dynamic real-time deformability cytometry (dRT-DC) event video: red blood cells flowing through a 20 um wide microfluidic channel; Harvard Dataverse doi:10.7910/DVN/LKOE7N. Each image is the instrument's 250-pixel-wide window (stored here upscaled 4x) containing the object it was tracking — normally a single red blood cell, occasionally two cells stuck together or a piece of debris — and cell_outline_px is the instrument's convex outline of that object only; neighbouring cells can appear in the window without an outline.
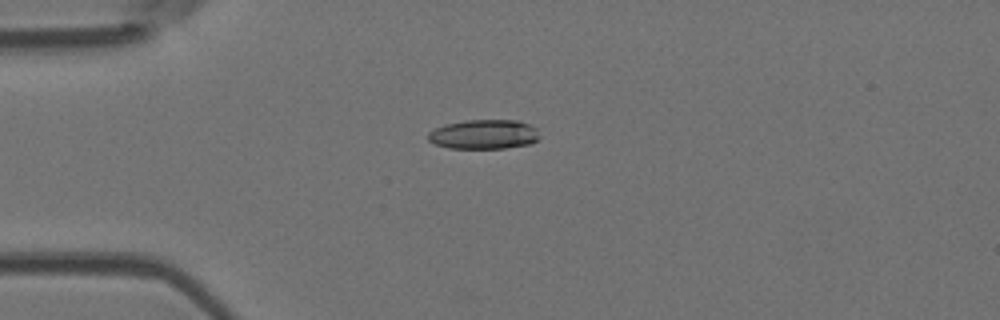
{"species": "Egyptian fruit bat (a non-hibernating species)", "species_latin": "Rousettus aegyptiacus", "temperature_condition": "room temperature", "stored_images_in_passage": 7, "camera_frame_rate_fps": 3000, "um_per_image_px": 0.085, "animal": {"sex": "female"}, "frame": {"image": 1, "passage_image": 4, "time_ms": 4.333, "image_size_px": [1000, 320], "cell_outline_px": [[540, 136], [536, 140], [528, 144], [504, 148], [448, 148], [436, 144], [428, 140], [428, 132], [444, 124], [464, 120], [520, 120], [536, 128]], "centroid_in_image_um": [41.12, 11.41], "position_along_channel_um": 43.9, "area_um2": 19.13}}
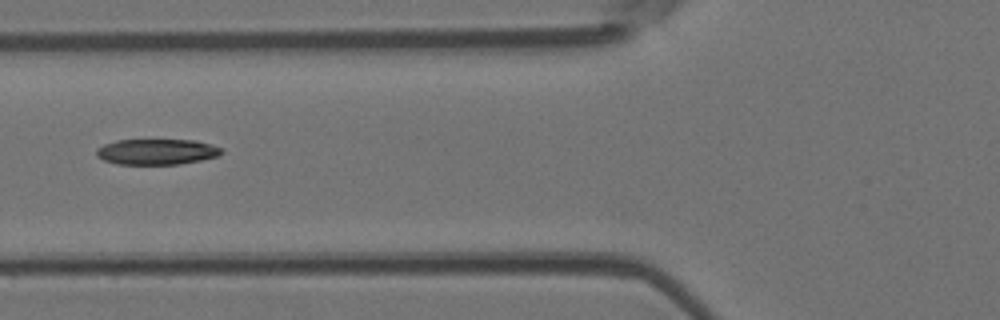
{"frame": {"image": 2, "passage_image": 6, "time_ms": 6.667, "image_size_px": [1000, 320], "cell_outline_px": [[224, 152], [220, 156], [180, 164], [116, 164], [104, 160], [96, 156], [96, 148], [104, 144], [116, 140], [196, 140], [224, 148]], "centroid_in_image_um": [13.35, 12.9], "position_along_channel_um": 112.5, "area_um2": 18.9}}
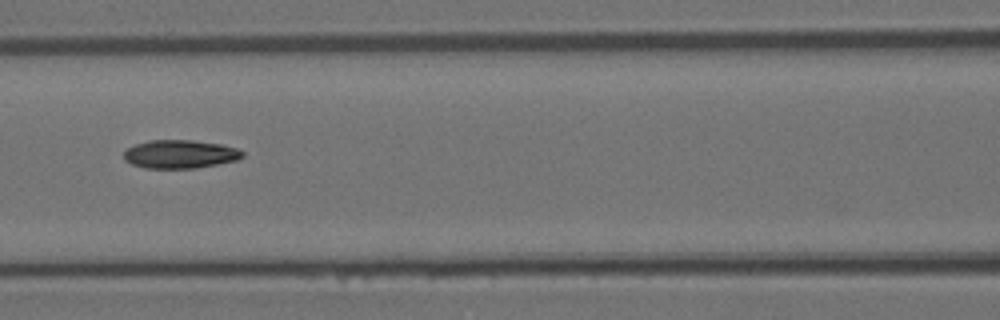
{"frame": {"image": 3, "passage_image": 7, "time_ms": 7.667, "image_size_px": [1000, 320], "cell_outline_px": [[244, 156], [236, 160], [196, 168], [144, 168], [132, 164], [124, 160], [124, 152], [128, 148], [136, 144], [148, 140], [192, 140], [220, 144], [236, 148], [244, 152]], "centroid_in_image_um": [15.29, 13.1], "position_along_channel_um": 151.3, "area_um2": 19.54}}